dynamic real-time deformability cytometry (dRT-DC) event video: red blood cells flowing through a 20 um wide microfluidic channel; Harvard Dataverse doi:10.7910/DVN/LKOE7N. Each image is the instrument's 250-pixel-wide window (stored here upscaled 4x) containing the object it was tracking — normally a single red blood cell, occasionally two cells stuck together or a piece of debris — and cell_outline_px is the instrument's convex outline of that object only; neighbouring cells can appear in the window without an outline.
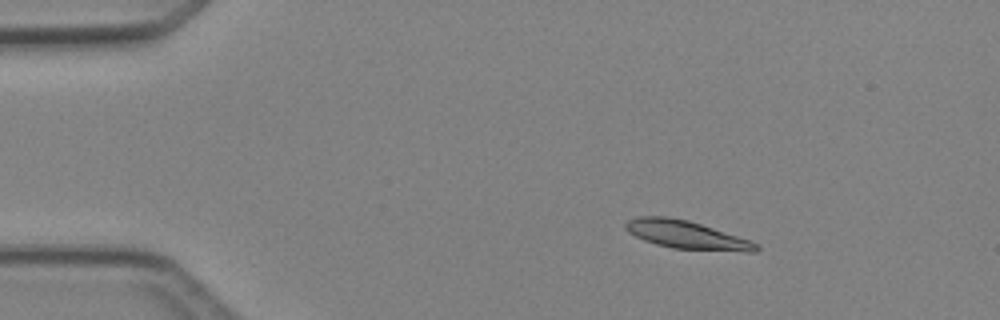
{"species": "Egyptian fruit bat (a non-hibernating species)", "species_latin": "Rousettus aegyptiacus", "temperature_condition": "cold", "stored_images_in_passage": 4, "camera_frame_rate_fps": 3000, "um_per_image_px": 0.085, "animal": {"sex": "female"}, "frame": {"image": 1, "passage_image": 2, "time_ms": 1.333, "image_size_px": [1000, 320], "cell_outline_px": [[760, 248], [756, 252], [744, 252], [672, 248], [656, 244], [644, 240], [628, 232], [624, 228], [624, 224], [628, 220], [640, 216], [668, 216], [688, 220], [752, 240]], "centroid_in_image_um": [58.37, 19.96], "position_along_channel_um": 26.6, "area_um2": 21.5}}